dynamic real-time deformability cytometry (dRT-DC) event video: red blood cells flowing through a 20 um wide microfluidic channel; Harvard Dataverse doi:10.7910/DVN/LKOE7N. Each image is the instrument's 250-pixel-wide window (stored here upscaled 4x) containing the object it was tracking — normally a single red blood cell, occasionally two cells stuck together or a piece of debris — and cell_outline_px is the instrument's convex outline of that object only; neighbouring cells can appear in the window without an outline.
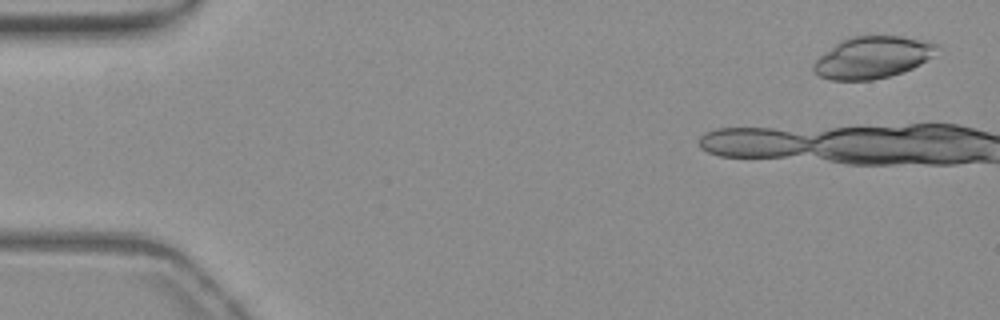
{"species": "common noctule bat (a hibernating species)", "species_latin": "Nyctalus noctula", "temperature_condition": "warm", "stored_images_in_passage": 40, "camera_frame_rate_fps": 3000, "um_per_image_px": 0.085, "animal": {"sex": "female", "body_mass_g": 19.3, "forearm_length_mm": 54.1}, "frame": {"image": 1, "passage_image": 3, "time_ms": 0.667, "image_size_px": [1000, 320], "cell_outline_px": [[940, 44], [932, 56], [920, 64], [912, 68], [888, 76], [872, 80], [832, 80], [820, 76], [812, 68], [812, 64], [820, 56], [840, 40], [852, 36], [904, 36], [928, 40]], "centroid_in_image_um": [74.18, 4.86], "position_along_channel_um": 10.8, "area_um2": 30.0}}
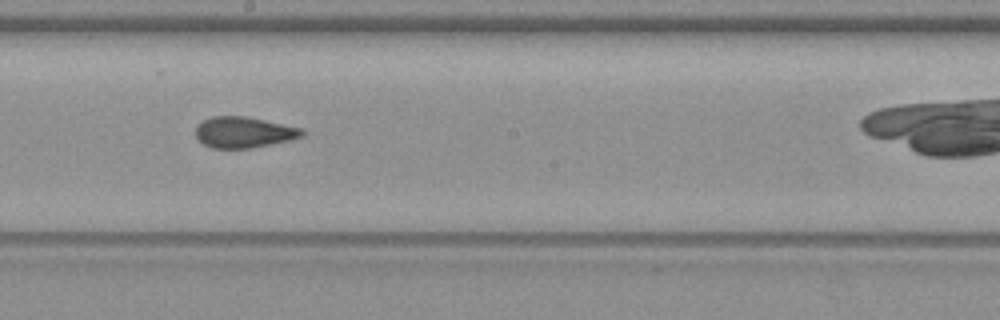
{"frame": {"image": 2, "passage_image": 26, "time_ms": 8.333, "image_size_px": [1000, 320], "cell_outline_px": [[304, 136], [292, 140], [252, 148], [212, 148], [204, 144], [196, 136], [196, 128], [204, 120], [212, 116], [244, 116], [264, 120], [300, 128], [304, 132]], "centroid_in_image_um": [20.74, 11.25], "position_along_channel_um": 227.5, "area_um2": 19.02}}
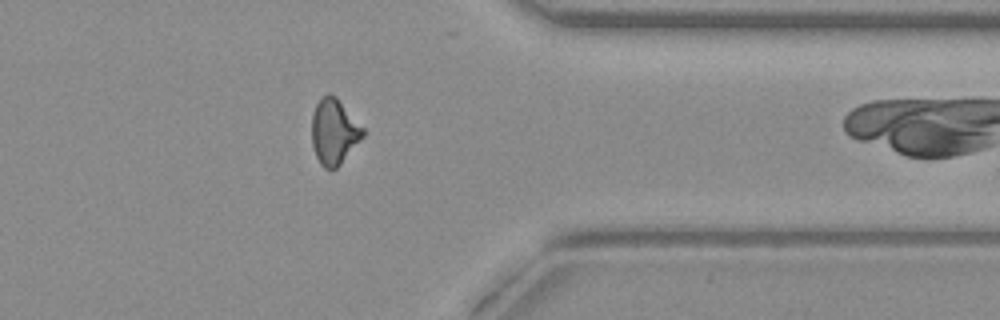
{"frame": {"image": 3, "passage_image": 39, "time_ms": 12.667, "image_size_px": [1000, 320], "cell_outline_px": [[364, 136], [340, 164], [336, 168], [324, 168], [320, 164], [316, 156], [312, 144], [312, 112], [320, 96], [328, 92], [336, 96], [364, 128]], "centroid_in_image_um": [28.38, 11.15], "position_along_channel_um": 383.0, "area_um2": 19.59}}